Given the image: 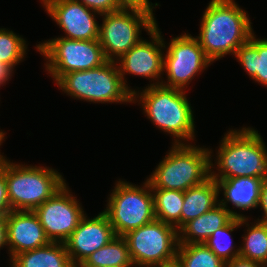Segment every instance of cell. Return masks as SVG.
Wrapping results in <instances>:
<instances>
[{
    "instance_id": "obj_35",
    "label": "cell",
    "mask_w": 267,
    "mask_h": 267,
    "mask_svg": "<svg viewBox=\"0 0 267 267\" xmlns=\"http://www.w3.org/2000/svg\"><path fill=\"white\" fill-rule=\"evenodd\" d=\"M7 138L6 136V131L4 132V130L0 129V148L2 146V144L6 141L5 139ZM7 159L6 156H4V153H1V149H0V164L2 162H4Z\"/></svg>"
},
{
    "instance_id": "obj_21",
    "label": "cell",
    "mask_w": 267,
    "mask_h": 267,
    "mask_svg": "<svg viewBox=\"0 0 267 267\" xmlns=\"http://www.w3.org/2000/svg\"><path fill=\"white\" fill-rule=\"evenodd\" d=\"M11 267H74L65 243L49 244L15 255L9 262Z\"/></svg>"
},
{
    "instance_id": "obj_7",
    "label": "cell",
    "mask_w": 267,
    "mask_h": 267,
    "mask_svg": "<svg viewBox=\"0 0 267 267\" xmlns=\"http://www.w3.org/2000/svg\"><path fill=\"white\" fill-rule=\"evenodd\" d=\"M113 187L103 212L116 236H124L156 219L152 189L147 179L140 186L119 178Z\"/></svg>"
},
{
    "instance_id": "obj_26",
    "label": "cell",
    "mask_w": 267,
    "mask_h": 267,
    "mask_svg": "<svg viewBox=\"0 0 267 267\" xmlns=\"http://www.w3.org/2000/svg\"><path fill=\"white\" fill-rule=\"evenodd\" d=\"M176 261L181 267H225L205 244H178Z\"/></svg>"
},
{
    "instance_id": "obj_34",
    "label": "cell",
    "mask_w": 267,
    "mask_h": 267,
    "mask_svg": "<svg viewBox=\"0 0 267 267\" xmlns=\"http://www.w3.org/2000/svg\"><path fill=\"white\" fill-rule=\"evenodd\" d=\"M7 215H0V250L7 248V232H6Z\"/></svg>"
},
{
    "instance_id": "obj_23",
    "label": "cell",
    "mask_w": 267,
    "mask_h": 267,
    "mask_svg": "<svg viewBox=\"0 0 267 267\" xmlns=\"http://www.w3.org/2000/svg\"><path fill=\"white\" fill-rule=\"evenodd\" d=\"M79 267H135L128 244L123 236H116L92 253Z\"/></svg>"
},
{
    "instance_id": "obj_11",
    "label": "cell",
    "mask_w": 267,
    "mask_h": 267,
    "mask_svg": "<svg viewBox=\"0 0 267 267\" xmlns=\"http://www.w3.org/2000/svg\"><path fill=\"white\" fill-rule=\"evenodd\" d=\"M164 39V65L161 85L189 91L188 87L196 76L202 75L212 63L201 48L197 38L190 33ZM187 89V90H186Z\"/></svg>"
},
{
    "instance_id": "obj_36",
    "label": "cell",
    "mask_w": 267,
    "mask_h": 267,
    "mask_svg": "<svg viewBox=\"0 0 267 267\" xmlns=\"http://www.w3.org/2000/svg\"><path fill=\"white\" fill-rule=\"evenodd\" d=\"M154 267H181L177 261L168 263V264H163V265H158V266H154Z\"/></svg>"
},
{
    "instance_id": "obj_14",
    "label": "cell",
    "mask_w": 267,
    "mask_h": 267,
    "mask_svg": "<svg viewBox=\"0 0 267 267\" xmlns=\"http://www.w3.org/2000/svg\"><path fill=\"white\" fill-rule=\"evenodd\" d=\"M40 3L47 15L64 32L60 37L80 41L99 40L100 24L96 19L101 14L76 0H41Z\"/></svg>"
},
{
    "instance_id": "obj_31",
    "label": "cell",
    "mask_w": 267,
    "mask_h": 267,
    "mask_svg": "<svg viewBox=\"0 0 267 267\" xmlns=\"http://www.w3.org/2000/svg\"><path fill=\"white\" fill-rule=\"evenodd\" d=\"M258 208H261L260 211H262V216H259L256 220L267 224V179H263L261 185L260 201Z\"/></svg>"
},
{
    "instance_id": "obj_15",
    "label": "cell",
    "mask_w": 267,
    "mask_h": 267,
    "mask_svg": "<svg viewBox=\"0 0 267 267\" xmlns=\"http://www.w3.org/2000/svg\"><path fill=\"white\" fill-rule=\"evenodd\" d=\"M116 237L107 215L101 211L93 218L86 215L65 242L74 267H79L92 253Z\"/></svg>"
},
{
    "instance_id": "obj_6",
    "label": "cell",
    "mask_w": 267,
    "mask_h": 267,
    "mask_svg": "<svg viewBox=\"0 0 267 267\" xmlns=\"http://www.w3.org/2000/svg\"><path fill=\"white\" fill-rule=\"evenodd\" d=\"M55 84L68 97L90 104H133V94L123 83L114 61L107 60L99 67L85 71L69 72Z\"/></svg>"
},
{
    "instance_id": "obj_8",
    "label": "cell",
    "mask_w": 267,
    "mask_h": 267,
    "mask_svg": "<svg viewBox=\"0 0 267 267\" xmlns=\"http://www.w3.org/2000/svg\"><path fill=\"white\" fill-rule=\"evenodd\" d=\"M37 53L44 57V69L56 83L64 74L101 66L107 60L99 40H74L62 37L38 42Z\"/></svg>"
},
{
    "instance_id": "obj_4",
    "label": "cell",
    "mask_w": 267,
    "mask_h": 267,
    "mask_svg": "<svg viewBox=\"0 0 267 267\" xmlns=\"http://www.w3.org/2000/svg\"><path fill=\"white\" fill-rule=\"evenodd\" d=\"M10 210L34 211L66 184L57 169L5 160Z\"/></svg>"
},
{
    "instance_id": "obj_24",
    "label": "cell",
    "mask_w": 267,
    "mask_h": 267,
    "mask_svg": "<svg viewBox=\"0 0 267 267\" xmlns=\"http://www.w3.org/2000/svg\"><path fill=\"white\" fill-rule=\"evenodd\" d=\"M154 200V211L157 220L181 228V210L184 192L172 189L151 188Z\"/></svg>"
},
{
    "instance_id": "obj_13",
    "label": "cell",
    "mask_w": 267,
    "mask_h": 267,
    "mask_svg": "<svg viewBox=\"0 0 267 267\" xmlns=\"http://www.w3.org/2000/svg\"><path fill=\"white\" fill-rule=\"evenodd\" d=\"M82 206L66 183L33 212L51 242L65 243L86 215Z\"/></svg>"
},
{
    "instance_id": "obj_19",
    "label": "cell",
    "mask_w": 267,
    "mask_h": 267,
    "mask_svg": "<svg viewBox=\"0 0 267 267\" xmlns=\"http://www.w3.org/2000/svg\"><path fill=\"white\" fill-rule=\"evenodd\" d=\"M234 58L251 80L267 87V38H257L254 32L236 51Z\"/></svg>"
},
{
    "instance_id": "obj_9",
    "label": "cell",
    "mask_w": 267,
    "mask_h": 267,
    "mask_svg": "<svg viewBox=\"0 0 267 267\" xmlns=\"http://www.w3.org/2000/svg\"><path fill=\"white\" fill-rule=\"evenodd\" d=\"M100 18L99 42L106 60L114 62L143 38L142 30L148 33L158 23L150 13L134 9H120Z\"/></svg>"
},
{
    "instance_id": "obj_5",
    "label": "cell",
    "mask_w": 267,
    "mask_h": 267,
    "mask_svg": "<svg viewBox=\"0 0 267 267\" xmlns=\"http://www.w3.org/2000/svg\"><path fill=\"white\" fill-rule=\"evenodd\" d=\"M195 143L171 145L166 156L146 177L151 188L185 192L210 177V149Z\"/></svg>"
},
{
    "instance_id": "obj_33",
    "label": "cell",
    "mask_w": 267,
    "mask_h": 267,
    "mask_svg": "<svg viewBox=\"0 0 267 267\" xmlns=\"http://www.w3.org/2000/svg\"><path fill=\"white\" fill-rule=\"evenodd\" d=\"M14 72L15 70L10 65L0 62V87L12 80Z\"/></svg>"
},
{
    "instance_id": "obj_32",
    "label": "cell",
    "mask_w": 267,
    "mask_h": 267,
    "mask_svg": "<svg viewBox=\"0 0 267 267\" xmlns=\"http://www.w3.org/2000/svg\"><path fill=\"white\" fill-rule=\"evenodd\" d=\"M225 267H264L259 262L251 261L241 256L235 257L233 260L225 263Z\"/></svg>"
},
{
    "instance_id": "obj_12",
    "label": "cell",
    "mask_w": 267,
    "mask_h": 267,
    "mask_svg": "<svg viewBox=\"0 0 267 267\" xmlns=\"http://www.w3.org/2000/svg\"><path fill=\"white\" fill-rule=\"evenodd\" d=\"M159 25L148 32L149 40L142 38L128 52L122 55L116 64L126 88L133 94L136 88L131 87L126 75L139 76L150 80L148 86L161 85L164 65V37ZM129 85V86H128Z\"/></svg>"
},
{
    "instance_id": "obj_20",
    "label": "cell",
    "mask_w": 267,
    "mask_h": 267,
    "mask_svg": "<svg viewBox=\"0 0 267 267\" xmlns=\"http://www.w3.org/2000/svg\"><path fill=\"white\" fill-rule=\"evenodd\" d=\"M219 204L218 185L211 176L203 183L184 192L181 210V227L189 220L198 218Z\"/></svg>"
},
{
    "instance_id": "obj_17",
    "label": "cell",
    "mask_w": 267,
    "mask_h": 267,
    "mask_svg": "<svg viewBox=\"0 0 267 267\" xmlns=\"http://www.w3.org/2000/svg\"><path fill=\"white\" fill-rule=\"evenodd\" d=\"M219 193V204L224 206L234 217L244 218L241 211H251L259 206L260 191L263 179L254 177L223 178L216 180ZM222 193L223 198L220 199ZM233 205L230 209L229 205ZM238 209L237 210H234Z\"/></svg>"
},
{
    "instance_id": "obj_28",
    "label": "cell",
    "mask_w": 267,
    "mask_h": 267,
    "mask_svg": "<svg viewBox=\"0 0 267 267\" xmlns=\"http://www.w3.org/2000/svg\"><path fill=\"white\" fill-rule=\"evenodd\" d=\"M99 14H107L120 10L117 0H76Z\"/></svg>"
},
{
    "instance_id": "obj_2",
    "label": "cell",
    "mask_w": 267,
    "mask_h": 267,
    "mask_svg": "<svg viewBox=\"0 0 267 267\" xmlns=\"http://www.w3.org/2000/svg\"><path fill=\"white\" fill-rule=\"evenodd\" d=\"M222 137L215 154L209 147L210 176L214 180L236 177L267 179V146L255 127L229 128Z\"/></svg>"
},
{
    "instance_id": "obj_25",
    "label": "cell",
    "mask_w": 267,
    "mask_h": 267,
    "mask_svg": "<svg viewBox=\"0 0 267 267\" xmlns=\"http://www.w3.org/2000/svg\"><path fill=\"white\" fill-rule=\"evenodd\" d=\"M240 227L241 218L233 217L224 227L214 232L204 244L223 262L227 263L240 254V246H236L231 239L233 231Z\"/></svg>"
},
{
    "instance_id": "obj_29",
    "label": "cell",
    "mask_w": 267,
    "mask_h": 267,
    "mask_svg": "<svg viewBox=\"0 0 267 267\" xmlns=\"http://www.w3.org/2000/svg\"><path fill=\"white\" fill-rule=\"evenodd\" d=\"M117 4L121 9H134L150 13L155 19L153 11L160 6L159 3H152L149 0H117Z\"/></svg>"
},
{
    "instance_id": "obj_16",
    "label": "cell",
    "mask_w": 267,
    "mask_h": 267,
    "mask_svg": "<svg viewBox=\"0 0 267 267\" xmlns=\"http://www.w3.org/2000/svg\"><path fill=\"white\" fill-rule=\"evenodd\" d=\"M6 232L9 262L19 253L43 247L51 242L33 211H9Z\"/></svg>"
},
{
    "instance_id": "obj_10",
    "label": "cell",
    "mask_w": 267,
    "mask_h": 267,
    "mask_svg": "<svg viewBox=\"0 0 267 267\" xmlns=\"http://www.w3.org/2000/svg\"><path fill=\"white\" fill-rule=\"evenodd\" d=\"M135 267H154L176 261L178 230L160 220L123 236Z\"/></svg>"
},
{
    "instance_id": "obj_27",
    "label": "cell",
    "mask_w": 267,
    "mask_h": 267,
    "mask_svg": "<svg viewBox=\"0 0 267 267\" xmlns=\"http://www.w3.org/2000/svg\"><path fill=\"white\" fill-rule=\"evenodd\" d=\"M27 49L26 38L9 28H0V62L15 69L25 60Z\"/></svg>"
},
{
    "instance_id": "obj_3",
    "label": "cell",
    "mask_w": 267,
    "mask_h": 267,
    "mask_svg": "<svg viewBox=\"0 0 267 267\" xmlns=\"http://www.w3.org/2000/svg\"><path fill=\"white\" fill-rule=\"evenodd\" d=\"M132 103L140 105L145 117L157 129L172 136V144H194L196 141L194 109L185 90L163 85L137 87Z\"/></svg>"
},
{
    "instance_id": "obj_22",
    "label": "cell",
    "mask_w": 267,
    "mask_h": 267,
    "mask_svg": "<svg viewBox=\"0 0 267 267\" xmlns=\"http://www.w3.org/2000/svg\"><path fill=\"white\" fill-rule=\"evenodd\" d=\"M250 217L241 218V226L245 227L242 235L239 256L251 261L267 264V224ZM250 223V224H249Z\"/></svg>"
},
{
    "instance_id": "obj_1",
    "label": "cell",
    "mask_w": 267,
    "mask_h": 267,
    "mask_svg": "<svg viewBox=\"0 0 267 267\" xmlns=\"http://www.w3.org/2000/svg\"><path fill=\"white\" fill-rule=\"evenodd\" d=\"M248 12L235 0H210L202 14L195 36L206 56L214 63L230 55L254 33Z\"/></svg>"
},
{
    "instance_id": "obj_18",
    "label": "cell",
    "mask_w": 267,
    "mask_h": 267,
    "mask_svg": "<svg viewBox=\"0 0 267 267\" xmlns=\"http://www.w3.org/2000/svg\"><path fill=\"white\" fill-rule=\"evenodd\" d=\"M234 216L224 206L217 204L198 218L189 220L178 230V244H204L218 229Z\"/></svg>"
},
{
    "instance_id": "obj_30",
    "label": "cell",
    "mask_w": 267,
    "mask_h": 267,
    "mask_svg": "<svg viewBox=\"0 0 267 267\" xmlns=\"http://www.w3.org/2000/svg\"><path fill=\"white\" fill-rule=\"evenodd\" d=\"M10 210V203L7 195L5 180V161L0 164V215H7Z\"/></svg>"
}]
</instances>
